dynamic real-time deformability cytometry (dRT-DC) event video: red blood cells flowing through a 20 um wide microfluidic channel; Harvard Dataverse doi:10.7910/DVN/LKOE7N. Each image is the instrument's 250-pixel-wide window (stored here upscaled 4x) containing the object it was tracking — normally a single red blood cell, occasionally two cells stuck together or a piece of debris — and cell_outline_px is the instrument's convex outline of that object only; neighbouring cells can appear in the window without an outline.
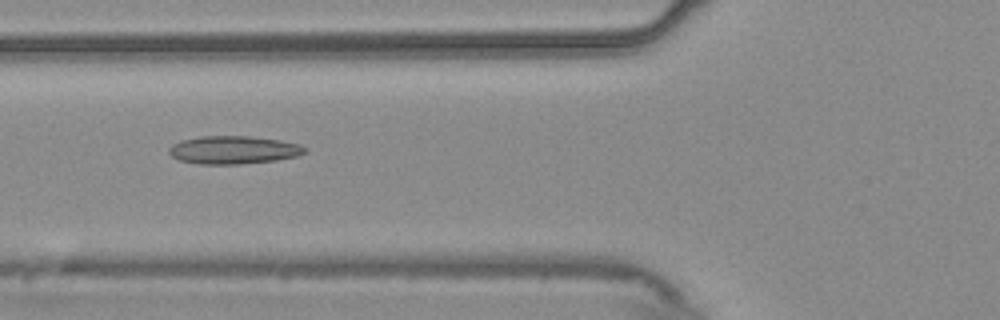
{"species": "common noctule bat (a hibernating species)", "species_latin": "Nyctalus noctula", "temperature_condition": "warm", "stored_images_in_passage": 55, "camera_frame_rate_fps": 3000, "um_per_image_px": 0.085, "animal": {"sex": "male", "body_mass_g": 20.4}, "frame": {"image": 1, "passage_image": 21, "time_ms": 6.667, "image_size_px": [1000, 320], "cell_outline_px": [[308, 152], [296, 156], [276, 160], [240, 164], [196, 164], [180, 160], [172, 156], [168, 152], [168, 148], [172, 144], [180, 140], [200, 136], [248, 136], [280, 140], [300, 144], [308, 148]], "centroid_in_image_um": [19.85, 12.74], "position_along_channel_um": 106.0, "area_um2": 22.37}}
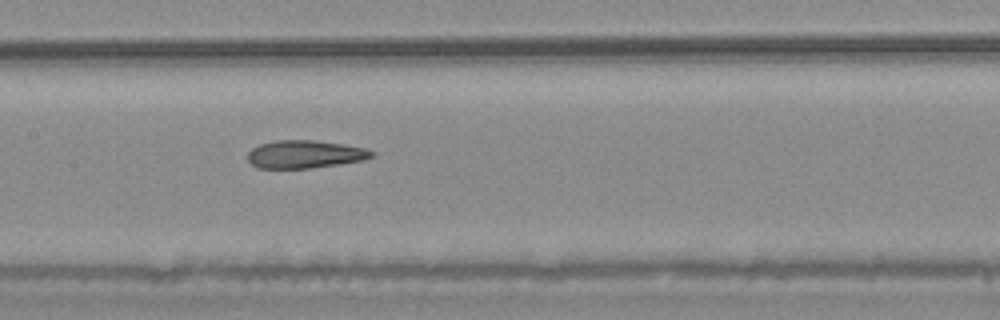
{"frame": {"image": 2, "passage_image": 27, "time_ms": 8.667, "image_size_px": [1000, 320], "cell_outline_px": [[372, 156], [364, 160], [340, 164], [308, 168], [256, 168], [248, 160], [248, 152], [252, 148], [260, 144], [276, 140], [316, 140], [364, 148], [372, 152]], "centroid_in_image_um": [25.86, 13.11], "position_along_channel_um": 181.5, "area_um2": 19.94}}
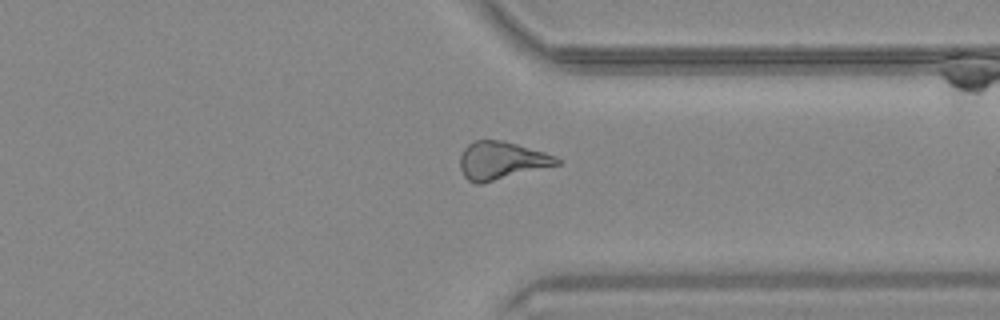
{"frame": {"image": 3, "passage_image": 42, "time_ms": 13.667, "image_size_px": [1000, 320], "cell_outline_px": [[564, 160], [560, 164], [480, 184], [476, 184], [468, 180], [464, 176], [460, 168], [460, 156], [464, 148], [472, 140], [504, 140], [544, 152], [556, 156]], "centroid_in_image_um": [42.62, 13.64], "position_along_channel_um": 368.8, "area_um2": 21.44}, "authors_computed_cell_mechanics": {"area_um2": 21.7906, "velocity_mm_per_s": 3.7571, "shape_relaxation_time_tau1_ms": null, "shape_relaxation_time_tau2_ms": 4.5721, "deformation_change_tau1": null, "deformation_change_tau2": 0.1436}}